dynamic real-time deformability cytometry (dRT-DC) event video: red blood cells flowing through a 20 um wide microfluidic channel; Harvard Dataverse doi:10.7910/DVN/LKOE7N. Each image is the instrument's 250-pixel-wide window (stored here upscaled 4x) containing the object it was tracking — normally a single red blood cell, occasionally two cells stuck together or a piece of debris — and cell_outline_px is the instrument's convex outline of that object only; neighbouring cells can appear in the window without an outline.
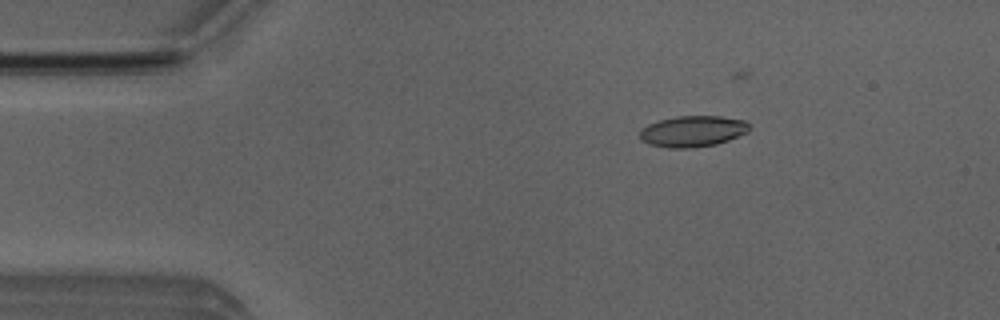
{"species": "Egyptian fruit bat (a non-hibernating species)", "species_latin": "Rousettus aegyptiacus", "temperature_condition": "room temperature", "stored_images_in_passage": 19, "camera_frame_rate_fps": 3000, "um_per_image_px": 0.085, "animal": {"sex": "male"}, "frame": {"image": 1, "passage_image": 8, "time_ms": 2.333, "image_size_px": [1000, 320], "cell_outline_px": [[748, 132], [728, 140], [716, 144], [692, 148], [668, 148], [648, 144], [640, 140], [640, 128], [648, 124], [660, 120], [676, 116], [720, 116], [744, 120], [748, 124]], "centroid_in_image_um": [58.84, 11.16], "position_along_channel_um": 26.2, "area_um2": 19.88}}